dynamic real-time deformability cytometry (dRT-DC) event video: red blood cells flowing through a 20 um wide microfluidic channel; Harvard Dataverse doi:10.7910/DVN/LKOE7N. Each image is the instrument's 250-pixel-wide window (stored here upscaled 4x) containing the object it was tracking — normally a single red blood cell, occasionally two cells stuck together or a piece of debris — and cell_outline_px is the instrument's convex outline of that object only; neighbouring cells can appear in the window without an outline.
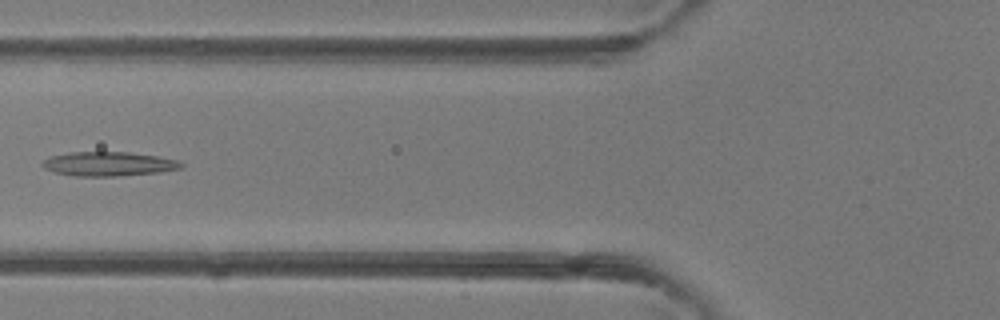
{"species": "common noctule bat (a hibernating species)", "species_latin": "Nyctalus noctula", "temperature_condition": "room temperature", "stored_images_in_passage": 5, "camera_frame_rate_fps": 3000, "um_per_image_px": 0.085, "animal": {"sex": "female"}, "frame": {"image": 1, "passage_image": 5, "time_ms": 5.333, "image_size_px": [1000, 320], "cell_outline_px": [[184, 168], [160, 172], [120, 176], [72, 176], [56, 172], [44, 168], [40, 164], [48, 156], [68, 152], [128, 152], [156, 156], [180, 160], [184, 164]], "centroid_in_image_um": [9.24, 13.93], "position_along_channel_um": 116.6, "area_um2": 19.83}}